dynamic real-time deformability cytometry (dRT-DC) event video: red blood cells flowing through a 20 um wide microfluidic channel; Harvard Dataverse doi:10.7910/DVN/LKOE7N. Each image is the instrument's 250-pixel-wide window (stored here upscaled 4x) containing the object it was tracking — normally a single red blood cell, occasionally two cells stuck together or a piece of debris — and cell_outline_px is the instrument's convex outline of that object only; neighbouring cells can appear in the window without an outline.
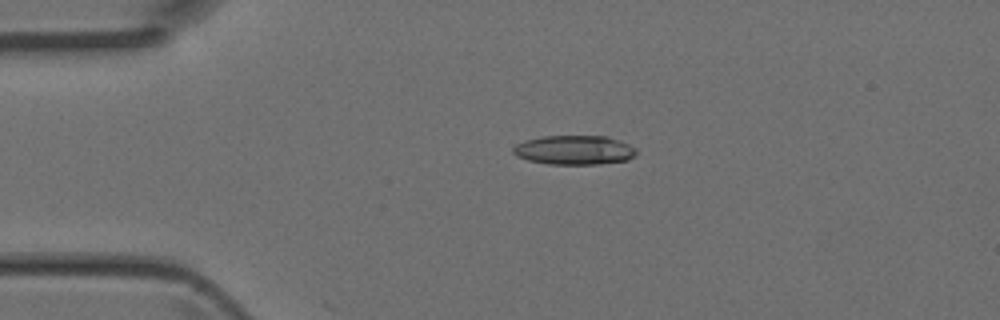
{"species": "Egyptian fruit bat (a non-hibernating species)", "species_latin": "Rousettus aegyptiacus", "temperature_condition": "room temperature", "stored_images_in_passage": 4, "camera_frame_rate_fps": 3000, "um_per_image_px": 0.085, "animal": {"sex": "female"}, "frame": {"image": 1, "passage_image": 3, "time_ms": 0.667, "image_size_px": [1000, 320], "cell_outline_px": [[636, 156], [628, 160], [596, 164], [548, 164], [528, 160], [516, 156], [512, 152], [512, 148], [516, 144], [524, 140], [544, 136], [608, 136], [620, 140], [636, 148]], "centroid_in_image_um": [48.81, 12.75], "position_along_channel_um": 36.2, "area_um2": 21.15}}
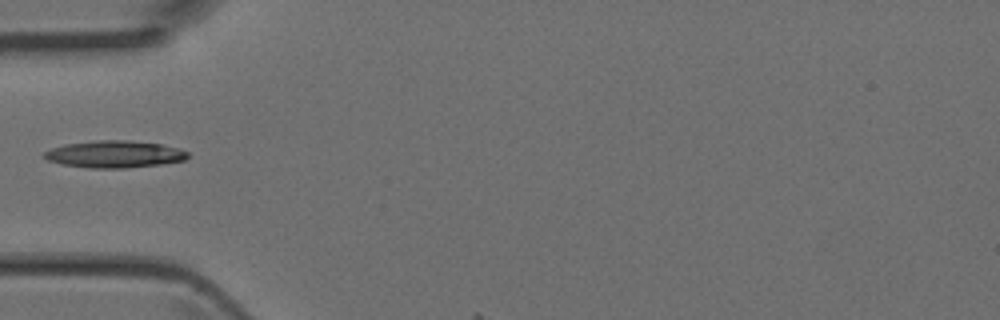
{"frame": {"image": 2, "passage_image": 4, "time_ms": 1.0, "image_size_px": [1000, 320], "cell_outline_px": [[188, 156], [184, 160], [160, 164], [124, 168], [88, 168], [64, 164], [48, 160], [40, 156], [44, 152], [52, 148], [64, 144], [100, 140], [128, 140], [160, 144], [180, 148], [188, 152]], "centroid_in_image_um": [9.71, 13.1], "position_along_channel_um": 75.3, "area_um2": 22.54}}